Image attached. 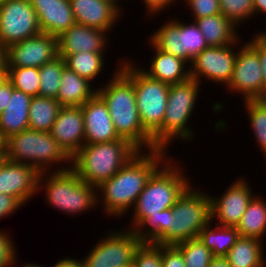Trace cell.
I'll use <instances>...</instances> for the list:
<instances>
[{
  "label": "cell",
  "mask_w": 266,
  "mask_h": 267,
  "mask_svg": "<svg viewBox=\"0 0 266 267\" xmlns=\"http://www.w3.org/2000/svg\"><path fill=\"white\" fill-rule=\"evenodd\" d=\"M236 228L240 236L264 240L262 238L266 234V201L264 198L260 195L252 198Z\"/></svg>",
  "instance_id": "cell-28"
},
{
  "label": "cell",
  "mask_w": 266,
  "mask_h": 267,
  "mask_svg": "<svg viewBox=\"0 0 266 267\" xmlns=\"http://www.w3.org/2000/svg\"><path fill=\"white\" fill-rule=\"evenodd\" d=\"M9 232L0 231V267H13L16 265L17 252Z\"/></svg>",
  "instance_id": "cell-41"
},
{
  "label": "cell",
  "mask_w": 266,
  "mask_h": 267,
  "mask_svg": "<svg viewBox=\"0 0 266 267\" xmlns=\"http://www.w3.org/2000/svg\"><path fill=\"white\" fill-rule=\"evenodd\" d=\"M162 245L141 243L133 257L134 267H161Z\"/></svg>",
  "instance_id": "cell-39"
},
{
  "label": "cell",
  "mask_w": 266,
  "mask_h": 267,
  "mask_svg": "<svg viewBox=\"0 0 266 267\" xmlns=\"http://www.w3.org/2000/svg\"><path fill=\"white\" fill-rule=\"evenodd\" d=\"M21 206L23 204L17 198L0 193V220L15 213Z\"/></svg>",
  "instance_id": "cell-44"
},
{
  "label": "cell",
  "mask_w": 266,
  "mask_h": 267,
  "mask_svg": "<svg viewBox=\"0 0 266 267\" xmlns=\"http://www.w3.org/2000/svg\"><path fill=\"white\" fill-rule=\"evenodd\" d=\"M0 149H4V140L0 136Z\"/></svg>",
  "instance_id": "cell-56"
},
{
  "label": "cell",
  "mask_w": 266,
  "mask_h": 267,
  "mask_svg": "<svg viewBox=\"0 0 266 267\" xmlns=\"http://www.w3.org/2000/svg\"><path fill=\"white\" fill-rule=\"evenodd\" d=\"M113 74L107 85L97 89V94L105 102L117 134L138 150H153L152 136L139 117L133 81L119 67Z\"/></svg>",
  "instance_id": "cell-2"
},
{
  "label": "cell",
  "mask_w": 266,
  "mask_h": 267,
  "mask_svg": "<svg viewBox=\"0 0 266 267\" xmlns=\"http://www.w3.org/2000/svg\"><path fill=\"white\" fill-rule=\"evenodd\" d=\"M263 41H265L266 42V30H265V32H258V34H257Z\"/></svg>",
  "instance_id": "cell-54"
},
{
  "label": "cell",
  "mask_w": 266,
  "mask_h": 267,
  "mask_svg": "<svg viewBox=\"0 0 266 267\" xmlns=\"http://www.w3.org/2000/svg\"><path fill=\"white\" fill-rule=\"evenodd\" d=\"M60 81L56 99L62 106H82L97 93L89 80L80 77L67 66L63 68Z\"/></svg>",
  "instance_id": "cell-24"
},
{
  "label": "cell",
  "mask_w": 266,
  "mask_h": 267,
  "mask_svg": "<svg viewBox=\"0 0 266 267\" xmlns=\"http://www.w3.org/2000/svg\"><path fill=\"white\" fill-rule=\"evenodd\" d=\"M62 105L56 98L35 96L29 106V129L50 132Z\"/></svg>",
  "instance_id": "cell-29"
},
{
  "label": "cell",
  "mask_w": 266,
  "mask_h": 267,
  "mask_svg": "<svg viewBox=\"0 0 266 267\" xmlns=\"http://www.w3.org/2000/svg\"><path fill=\"white\" fill-rule=\"evenodd\" d=\"M220 11L236 26L254 17L253 0H219Z\"/></svg>",
  "instance_id": "cell-38"
},
{
  "label": "cell",
  "mask_w": 266,
  "mask_h": 267,
  "mask_svg": "<svg viewBox=\"0 0 266 267\" xmlns=\"http://www.w3.org/2000/svg\"><path fill=\"white\" fill-rule=\"evenodd\" d=\"M105 54L103 52H80L67 55L65 65L76 72L80 77L86 78L91 83L103 71Z\"/></svg>",
  "instance_id": "cell-32"
},
{
  "label": "cell",
  "mask_w": 266,
  "mask_h": 267,
  "mask_svg": "<svg viewBox=\"0 0 266 267\" xmlns=\"http://www.w3.org/2000/svg\"><path fill=\"white\" fill-rule=\"evenodd\" d=\"M182 253L186 267H208L213 259L212 252L199 237L175 245Z\"/></svg>",
  "instance_id": "cell-36"
},
{
  "label": "cell",
  "mask_w": 266,
  "mask_h": 267,
  "mask_svg": "<svg viewBox=\"0 0 266 267\" xmlns=\"http://www.w3.org/2000/svg\"><path fill=\"white\" fill-rule=\"evenodd\" d=\"M192 187L190 185L170 208L169 245L198 237L211 222L210 194Z\"/></svg>",
  "instance_id": "cell-9"
},
{
  "label": "cell",
  "mask_w": 266,
  "mask_h": 267,
  "mask_svg": "<svg viewBox=\"0 0 266 267\" xmlns=\"http://www.w3.org/2000/svg\"><path fill=\"white\" fill-rule=\"evenodd\" d=\"M135 61L121 60L119 68L133 81L136 105L144 129L153 136L162 126L170 85L152 79Z\"/></svg>",
  "instance_id": "cell-8"
},
{
  "label": "cell",
  "mask_w": 266,
  "mask_h": 267,
  "mask_svg": "<svg viewBox=\"0 0 266 267\" xmlns=\"http://www.w3.org/2000/svg\"><path fill=\"white\" fill-rule=\"evenodd\" d=\"M238 42L227 46H208L197 54L191 64L190 78L202 84V78L228 86L234 70ZM234 47V49H232ZM235 51V52H234Z\"/></svg>",
  "instance_id": "cell-12"
},
{
  "label": "cell",
  "mask_w": 266,
  "mask_h": 267,
  "mask_svg": "<svg viewBox=\"0 0 266 267\" xmlns=\"http://www.w3.org/2000/svg\"><path fill=\"white\" fill-rule=\"evenodd\" d=\"M75 22L110 32L122 12L106 0H69Z\"/></svg>",
  "instance_id": "cell-20"
},
{
  "label": "cell",
  "mask_w": 266,
  "mask_h": 267,
  "mask_svg": "<svg viewBox=\"0 0 266 267\" xmlns=\"http://www.w3.org/2000/svg\"><path fill=\"white\" fill-rule=\"evenodd\" d=\"M125 267H134V266H133V264H131V265H128V266H125Z\"/></svg>",
  "instance_id": "cell-57"
},
{
  "label": "cell",
  "mask_w": 266,
  "mask_h": 267,
  "mask_svg": "<svg viewBox=\"0 0 266 267\" xmlns=\"http://www.w3.org/2000/svg\"><path fill=\"white\" fill-rule=\"evenodd\" d=\"M170 208L148 217L135 233L142 243L169 245Z\"/></svg>",
  "instance_id": "cell-30"
},
{
  "label": "cell",
  "mask_w": 266,
  "mask_h": 267,
  "mask_svg": "<svg viewBox=\"0 0 266 267\" xmlns=\"http://www.w3.org/2000/svg\"><path fill=\"white\" fill-rule=\"evenodd\" d=\"M39 174L32 165L5 159L0 166V193L13 196L24 205L38 193Z\"/></svg>",
  "instance_id": "cell-16"
},
{
  "label": "cell",
  "mask_w": 266,
  "mask_h": 267,
  "mask_svg": "<svg viewBox=\"0 0 266 267\" xmlns=\"http://www.w3.org/2000/svg\"><path fill=\"white\" fill-rule=\"evenodd\" d=\"M5 73L14 89L22 91L31 97L39 96V68H6Z\"/></svg>",
  "instance_id": "cell-35"
},
{
  "label": "cell",
  "mask_w": 266,
  "mask_h": 267,
  "mask_svg": "<svg viewBox=\"0 0 266 267\" xmlns=\"http://www.w3.org/2000/svg\"><path fill=\"white\" fill-rule=\"evenodd\" d=\"M149 43L154 49L155 56L151 57L149 69L141 68L144 73L168 85L178 84L190 78V66H187L185 60L159 50L151 41Z\"/></svg>",
  "instance_id": "cell-22"
},
{
  "label": "cell",
  "mask_w": 266,
  "mask_h": 267,
  "mask_svg": "<svg viewBox=\"0 0 266 267\" xmlns=\"http://www.w3.org/2000/svg\"><path fill=\"white\" fill-rule=\"evenodd\" d=\"M108 32L75 23L58 37L59 57L80 52H104L108 46Z\"/></svg>",
  "instance_id": "cell-19"
},
{
  "label": "cell",
  "mask_w": 266,
  "mask_h": 267,
  "mask_svg": "<svg viewBox=\"0 0 266 267\" xmlns=\"http://www.w3.org/2000/svg\"><path fill=\"white\" fill-rule=\"evenodd\" d=\"M145 152L139 150L114 176L97 187V204L102 202V211L108 216L118 218L127 214V210L134 207L149 177L168 158L166 150Z\"/></svg>",
  "instance_id": "cell-1"
},
{
  "label": "cell",
  "mask_w": 266,
  "mask_h": 267,
  "mask_svg": "<svg viewBox=\"0 0 266 267\" xmlns=\"http://www.w3.org/2000/svg\"><path fill=\"white\" fill-rule=\"evenodd\" d=\"M177 1V0H176ZM175 0H143L144 5L147 7L145 11H147L148 16H156V14L161 13L162 10H166V7L169 8ZM161 11V12H160Z\"/></svg>",
  "instance_id": "cell-45"
},
{
  "label": "cell",
  "mask_w": 266,
  "mask_h": 267,
  "mask_svg": "<svg viewBox=\"0 0 266 267\" xmlns=\"http://www.w3.org/2000/svg\"><path fill=\"white\" fill-rule=\"evenodd\" d=\"M5 159H6L5 149H0V166L2 165Z\"/></svg>",
  "instance_id": "cell-51"
},
{
  "label": "cell",
  "mask_w": 266,
  "mask_h": 267,
  "mask_svg": "<svg viewBox=\"0 0 266 267\" xmlns=\"http://www.w3.org/2000/svg\"><path fill=\"white\" fill-rule=\"evenodd\" d=\"M85 126V144L118 140L109 110L103 99L96 93L81 106Z\"/></svg>",
  "instance_id": "cell-18"
},
{
  "label": "cell",
  "mask_w": 266,
  "mask_h": 267,
  "mask_svg": "<svg viewBox=\"0 0 266 267\" xmlns=\"http://www.w3.org/2000/svg\"><path fill=\"white\" fill-rule=\"evenodd\" d=\"M203 34L208 46H227L235 44L239 39L237 27L221 13L199 18L194 21Z\"/></svg>",
  "instance_id": "cell-25"
},
{
  "label": "cell",
  "mask_w": 266,
  "mask_h": 267,
  "mask_svg": "<svg viewBox=\"0 0 266 267\" xmlns=\"http://www.w3.org/2000/svg\"><path fill=\"white\" fill-rule=\"evenodd\" d=\"M138 151L125 138L84 144L71 159V168L82 181L98 187L114 176Z\"/></svg>",
  "instance_id": "cell-4"
},
{
  "label": "cell",
  "mask_w": 266,
  "mask_h": 267,
  "mask_svg": "<svg viewBox=\"0 0 266 267\" xmlns=\"http://www.w3.org/2000/svg\"><path fill=\"white\" fill-rule=\"evenodd\" d=\"M254 16L259 13L266 14V0H253Z\"/></svg>",
  "instance_id": "cell-49"
},
{
  "label": "cell",
  "mask_w": 266,
  "mask_h": 267,
  "mask_svg": "<svg viewBox=\"0 0 266 267\" xmlns=\"http://www.w3.org/2000/svg\"><path fill=\"white\" fill-rule=\"evenodd\" d=\"M244 43L236 48L234 70L227 90L232 94L240 93L244 101L264 99V81L258 52L248 42Z\"/></svg>",
  "instance_id": "cell-13"
},
{
  "label": "cell",
  "mask_w": 266,
  "mask_h": 267,
  "mask_svg": "<svg viewBox=\"0 0 266 267\" xmlns=\"http://www.w3.org/2000/svg\"><path fill=\"white\" fill-rule=\"evenodd\" d=\"M6 71V47L0 42V73Z\"/></svg>",
  "instance_id": "cell-50"
},
{
  "label": "cell",
  "mask_w": 266,
  "mask_h": 267,
  "mask_svg": "<svg viewBox=\"0 0 266 267\" xmlns=\"http://www.w3.org/2000/svg\"><path fill=\"white\" fill-rule=\"evenodd\" d=\"M53 267H84V262L75 258H65L58 260Z\"/></svg>",
  "instance_id": "cell-47"
},
{
  "label": "cell",
  "mask_w": 266,
  "mask_h": 267,
  "mask_svg": "<svg viewBox=\"0 0 266 267\" xmlns=\"http://www.w3.org/2000/svg\"><path fill=\"white\" fill-rule=\"evenodd\" d=\"M21 267H45V266L44 265H39V264L37 265V264H34V263L33 264L32 263L31 264L30 263H25L23 265L21 264Z\"/></svg>",
  "instance_id": "cell-52"
},
{
  "label": "cell",
  "mask_w": 266,
  "mask_h": 267,
  "mask_svg": "<svg viewBox=\"0 0 266 267\" xmlns=\"http://www.w3.org/2000/svg\"><path fill=\"white\" fill-rule=\"evenodd\" d=\"M248 184L247 180L239 178L229 185L222 196L213 197L210 195L212 222L216 221V224L228 227L238 225L249 202L255 196Z\"/></svg>",
  "instance_id": "cell-15"
},
{
  "label": "cell",
  "mask_w": 266,
  "mask_h": 267,
  "mask_svg": "<svg viewBox=\"0 0 266 267\" xmlns=\"http://www.w3.org/2000/svg\"><path fill=\"white\" fill-rule=\"evenodd\" d=\"M248 43L258 52L264 81V99H266V42L263 41L256 33L255 37L253 36Z\"/></svg>",
  "instance_id": "cell-43"
},
{
  "label": "cell",
  "mask_w": 266,
  "mask_h": 267,
  "mask_svg": "<svg viewBox=\"0 0 266 267\" xmlns=\"http://www.w3.org/2000/svg\"><path fill=\"white\" fill-rule=\"evenodd\" d=\"M7 78L6 73L5 72H1L0 73V84Z\"/></svg>",
  "instance_id": "cell-55"
},
{
  "label": "cell",
  "mask_w": 266,
  "mask_h": 267,
  "mask_svg": "<svg viewBox=\"0 0 266 267\" xmlns=\"http://www.w3.org/2000/svg\"><path fill=\"white\" fill-rule=\"evenodd\" d=\"M244 107L248 113L256 143L266 157V99L245 100Z\"/></svg>",
  "instance_id": "cell-34"
},
{
  "label": "cell",
  "mask_w": 266,
  "mask_h": 267,
  "mask_svg": "<svg viewBox=\"0 0 266 267\" xmlns=\"http://www.w3.org/2000/svg\"><path fill=\"white\" fill-rule=\"evenodd\" d=\"M40 33L37 15L29 0H6L0 4V42L6 48Z\"/></svg>",
  "instance_id": "cell-11"
},
{
  "label": "cell",
  "mask_w": 266,
  "mask_h": 267,
  "mask_svg": "<svg viewBox=\"0 0 266 267\" xmlns=\"http://www.w3.org/2000/svg\"><path fill=\"white\" fill-rule=\"evenodd\" d=\"M200 83L195 79L170 85L161 128L152 136L153 149L168 150L173 140L190 141L195 134L187 124L199 98Z\"/></svg>",
  "instance_id": "cell-7"
},
{
  "label": "cell",
  "mask_w": 266,
  "mask_h": 267,
  "mask_svg": "<svg viewBox=\"0 0 266 267\" xmlns=\"http://www.w3.org/2000/svg\"><path fill=\"white\" fill-rule=\"evenodd\" d=\"M193 14V21L221 13L219 0H184Z\"/></svg>",
  "instance_id": "cell-40"
},
{
  "label": "cell",
  "mask_w": 266,
  "mask_h": 267,
  "mask_svg": "<svg viewBox=\"0 0 266 267\" xmlns=\"http://www.w3.org/2000/svg\"><path fill=\"white\" fill-rule=\"evenodd\" d=\"M106 1H109L111 2L112 4H114L120 11L122 10L121 9V6L118 4V0H106ZM120 1V0H119Z\"/></svg>",
  "instance_id": "cell-53"
},
{
  "label": "cell",
  "mask_w": 266,
  "mask_h": 267,
  "mask_svg": "<svg viewBox=\"0 0 266 267\" xmlns=\"http://www.w3.org/2000/svg\"><path fill=\"white\" fill-rule=\"evenodd\" d=\"M4 149L7 160L32 165L39 173L54 169L62 171L71 167V158L63 151L50 132L28 128L4 140ZM59 164L61 167L55 166H59ZM52 165L56 168L49 169L54 167Z\"/></svg>",
  "instance_id": "cell-5"
},
{
  "label": "cell",
  "mask_w": 266,
  "mask_h": 267,
  "mask_svg": "<svg viewBox=\"0 0 266 267\" xmlns=\"http://www.w3.org/2000/svg\"><path fill=\"white\" fill-rule=\"evenodd\" d=\"M29 3L42 33L59 37L76 23L69 0H29Z\"/></svg>",
  "instance_id": "cell-21"
},
{
  "label": "cell",
  "mask_w": 266,
  "mask_h": 267,
  "mask_svg": "<svg viewBox=\"0 0 266 267\" xmlns=\"http://www.w3.org/2000/svg\"><path fill=\"white\" fill-rule=\"evenodd\" d=\"M208 267H231L226 257H213Z\"/></svg>",
  "instance_id": "cell-48"
},
{
  "label": "cell",
  "mask_w": 266,
  "mask_h": 267,
  "mask_svg": "<svg viewBox=\"0 0 266 267\" xmlns=\"http://www.w3.org/2000/svg\"><path fill=\"white\" fill-rule=\"evenodd\" d=\"M171 159L173 158L168 157L147 180L133 207L134 215L130 230L135 231L148 217L172 208L190 186L189 177H186L183 169H180V166H177V163L174 164Z\"/></svg>",
  "instance_id": "cell-3"
},
{
  "label": "cell",
  "mask_w": 266,
  "mask_h": 267,
  "mask_svg": "<svg viewBox=\"0 0 266 267\" xmlns=\"http://www.w3.org/2000/svg\"><path fill=\"white\" fill-rule=\"evenodd\" d=\"M65 66L64 59L58 56L39 68V96L57 98L62 71Z\"/></svg>",
  "instance_id": "cell-33"
},
{
  "label": "cell",
  "mask_w": 266,
  "mask_h": 267,
  "mask_svg": "<svg viewBox=\"0 0 266 267\" xmlns=\"http://www.w3.org/2000/svg\"><path fill=\"white\" fill-rule=\"evenodd\" d=\"M58 56V37L40 33L6 48V68H40Z\"/></svg>",
  "instance_id": "cell-14"
},
{
  "label": "cell",
  "mask_w": 266,
  "mask_h": 267,
  "mask_svg": "<svg viewBox=\"0 0 266 267\" xmlns=\"http://www.w3.org/2000/svg\"><path fill=\"white\" fill-rule=\"evenodd\" d=\"M161 267H186L183 255L175 245H162Z\"/></svg>",
  "instance_id": "cell-42"
},
{
  "label": "cell",
  "mask_w": 266,
  "mask_h": 267,
  "mask_svg": "<svg viewBox=\"0 0 266 267\" xmlns=\"http://www.w3.org/2000/svg\"><path fill=\"white\" fill-rule=\"evenodd\" d=\"M50 134L72 159L85 144V126L81 106H62Z\"/></svg>",
  "instance_id": "cell-17"
},
{
  "label": "cell",
  "mask_w": 266,
  "mask_h": 267,
  "mask_svg": "<svg viewBox=\"0 0 266 267\" xmlns=\"http://www.w3.org/2000/svg\"><path fill=\"white\" fill-rule=\"evenodd\" d=\"M209 222L199 234L200 240L212 252L213 257H226L228 251L236 244L240 237L236 227L217 225L213 228ZM211 226V227H210Z\"/></svg>",
  "instance_id": "cell-27"
},
{
  "label": "cell",
  "mask_w": 266,
  "mask_h": 267,
  "mask_svg": "<svg viewBox=\"0 0 266 267\" xmlns=\"http://www.w3.org/2000/svg\"><path fill=\"white\" fill-rule=\"evenodd\" d=\"M12 95V83L6 78L0 84V113L3 112Z\"/></svg>",
  "instance_id": "cell-46"
},
{
  "label": "cell",
  "mask_w": 266,
  "mask_h": 267,
  "mask_svg": "<svg viewBox=\"0 0 266 267\" xmlns=\"http://www.w3.org/2000/svg\"><path fill=\"white\" fill-rule=\"evenodd\" d=\"M50 173L39 174L37 188L38 192L41 188L45 190V201L51 207L67 215H78L96 208V186L82 181L71 167Z\"/></svg>",
  "instance_id": "cell-6"
},
{
  "label": "cell",
  "mask_w": 266,
  "mask_h": 267,
  "mask_svg": "<svg viewBox=\"0 0 266 267\" xmlns=\"http://www.w3.org/2000/svg\"><path fill=\"white\" fill-rule=\"evenodd\" d=\"M263 241L240 236L226 256L231 267H264Z\"/></svg>",
  "instance_id": "cell-26"
},
{
  "label": "cell",
  "mask_w": 266,
  "mask_h": 267,
  "mask_svg": "<svg viewBox=\"0 0 266 267\" xmlns=\"http://www.w3.org/2000/svg\"><path fill=\"white\" fill-rule=\"evenodd\" d=\"M84 257V267H125L133 263L136 249L142 243L134 230L111 231Z\"/></svg>",
  "instance_id": "cell-10"
},
{
  "label": "cell",
  "mask_w": 266,
  "mask_h": 267,
  "mask_svg": "<svg viewBox=\"0 0 266 267\" xmlns=\"http://www.w3.org/2000/svg\"><path fill=\"white\" fill-rule=\"evenodd\" d=\"M31 96L13 88L6 109L0 113V136L6 140L11 135L29 128Z\"/></svg>",
  "instance_id": "cell-23"
},
{
  "label": "cell",
  "mask_w": 266,
  "mask_h": 267,
  "mask_svg": "<svg viewBox=\"0 0 266 267\" xmlns=\"http://www.w3.org/2000/svg\"><path fill=\"white\" fill-rule=\"evenodd\" d=\"M166 22L149 37V40L159 50L186 61V50H183L182 31L180 27L173 20Z\"/></svg>",
  "instance_id": "cell-31"
},
{
  "label": "cell",
  "mask_w": 266,
  "mask_h": 267,
  "mask_svg": "<svg viewBox=\"0 0 266 267\" xmlns=\"http://www.w3.org/2000/svg\"><path fill=\"white\" fill-rule=\"evenodd\" d=\"M182 31L183 50H186V62L191 63L193 58L208 47L205 38L199 30L197 24H187L186 22L177 19H172Z\"/></svg>",
  "instance_id": "cell-37"
}]
</instances>
